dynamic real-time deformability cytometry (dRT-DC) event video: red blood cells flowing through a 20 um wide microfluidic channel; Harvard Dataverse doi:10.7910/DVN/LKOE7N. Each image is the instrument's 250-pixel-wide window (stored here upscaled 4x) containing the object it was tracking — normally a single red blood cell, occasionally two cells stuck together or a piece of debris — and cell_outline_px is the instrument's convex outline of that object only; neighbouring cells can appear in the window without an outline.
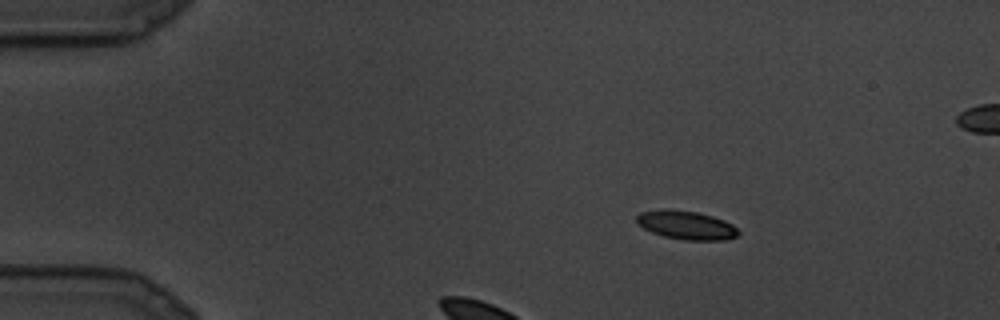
{"species": "common noctule bat (a hibernating species)", "species_latin": "Nyctalus noctula", "temperature_condition": "cold", "stored_images_in_passage": 28, "camera_frame_rate_fps": 3000, "um_per_image_px": 0.085, "animal": {"sex": "male", "body_mass_g": 19.5, "forearm_length_mm": 54.6}, "frame": {"image": 1, "passage_image": 5, "time_ms": 1.333, "image_size_px": [1000, 320], "cell_outline_px": [[740, 232], [736, 236], [724, 240], [684, 240], [664, 236], [652, 232], [636, 224], [636, 216], [640, 212], [664, 208], [696, 212], [712, 216], [724, 220], [732, 224]], "centroid_in_image_um": [58.3, 19.13], "position_along_channel_um": 26.7, "area_um2": 16.99}}
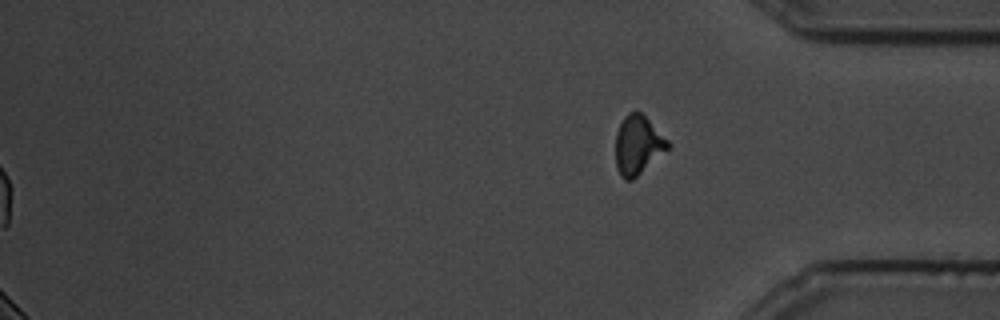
{"frame": {"image": 2, "passage_image": 28, "time_ms": 9.0, "image_size_px": [1000, 320], "cell_outline_px": [[672, 144], [668, 148], [632, 180], [624, 180], [620, 176], [616, 168], [616, 132], [624, 116], [628, 112], [640, 112]], "centroid_in_image_um": [54.19, 12.34], "position_along_channel_um": 381.0, "area_um2": 17.63}}